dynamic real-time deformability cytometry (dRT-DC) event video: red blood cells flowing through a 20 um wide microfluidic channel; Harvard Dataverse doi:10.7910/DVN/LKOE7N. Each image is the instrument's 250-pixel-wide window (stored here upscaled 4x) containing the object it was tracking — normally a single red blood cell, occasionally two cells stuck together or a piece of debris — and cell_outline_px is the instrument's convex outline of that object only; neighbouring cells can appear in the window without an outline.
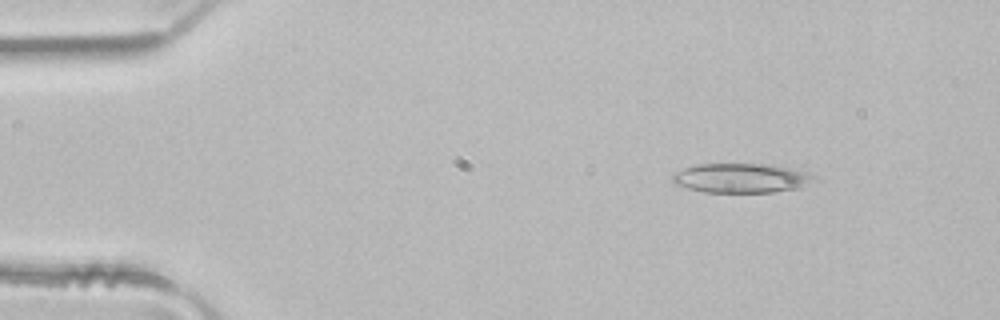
{"species": "common noctule bat (a hibernating species)", "species_latin": "Nyctalus noctula", "temperature_condition": "room temperature", "stored_images_in_passage": 3, "camera_frame_rate_fps": 3000, "um_per_image_px": 0.085, "animal": {"sex": "male", "body_mass_g": 21.5, "forearm_length_mm": 52.0}, "frame": {"image": 1, "passage_image": 1, "time_ms": 0.0, "image_size_px": [1000, 320], "cell_outline_px": [[820, 180], [800, 188], [772, 192], [704, 192], [688, 188], [676, 184], [672, 180], [672, 172], [696, 164], [768, 164], [792, 168], [808, 172], [816, 176]], "centroid_in_image_um": [63.06, 15.13], "position_along_channel_um": 21.9, "area_um2": 24.62}}
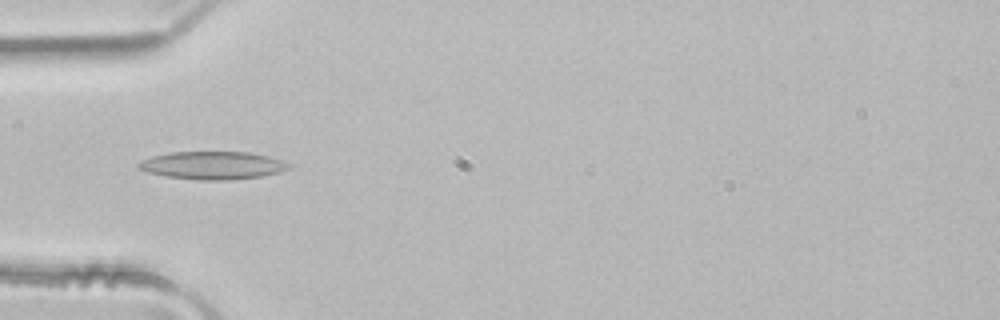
{"frame": {"image": 2, "passage_image": 3, "time_ms": 0.667, "image_size_px": [1000, 320], "cell_outline_px": [[292, 168], [260, 176], [232, 180], [200, 180], [164, 176], [148, 172], [136, 168], [136, 164], [152, 156], [172, 152], [248, 152], [268, 156], [292, 164]], "centroid_in_image_um": [18.06, 14.06], "position_along_channel_um": 66.9, "area_um2": 24.33}}